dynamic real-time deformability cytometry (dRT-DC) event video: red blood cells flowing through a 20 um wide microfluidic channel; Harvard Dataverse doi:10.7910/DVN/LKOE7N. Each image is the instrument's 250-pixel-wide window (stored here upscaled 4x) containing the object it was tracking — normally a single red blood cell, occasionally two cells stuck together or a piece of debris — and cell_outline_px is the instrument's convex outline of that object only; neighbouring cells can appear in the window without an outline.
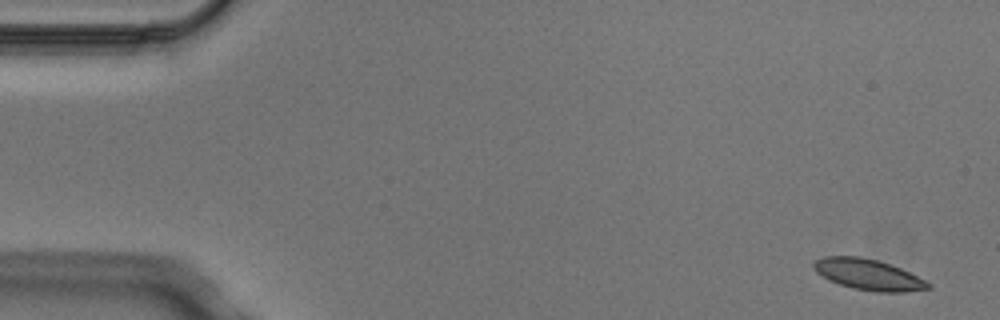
{"species": "Egyptian fruit bat (a non-hibernating species)", "species_latin": "Rousettus aegyptiacus", "temperature_condition": "cold", "stored_images_in_passage": 5, "camera_frame_rate_fps": 3000, "um_per_image_px": 0.085, "animal": {"sex": "male"}, "frame": {"image": 1, "passage_image": 1, "time_ms": 0.0, "image_size_px": [1000, 320], "cell_outline_px": [[932, 288], [904, 292], [876, 292], [852, 288], [828, 280], [816, 272], [812, 268], [812, 264], [816, 260], [824, 256], [860, 256], [876, 260], [900, 268], [932, 284]], "centroid_in_image_um": [73.77, 23.34], "position_along_channel_um": 11.2, "area_um2": 20.52}}
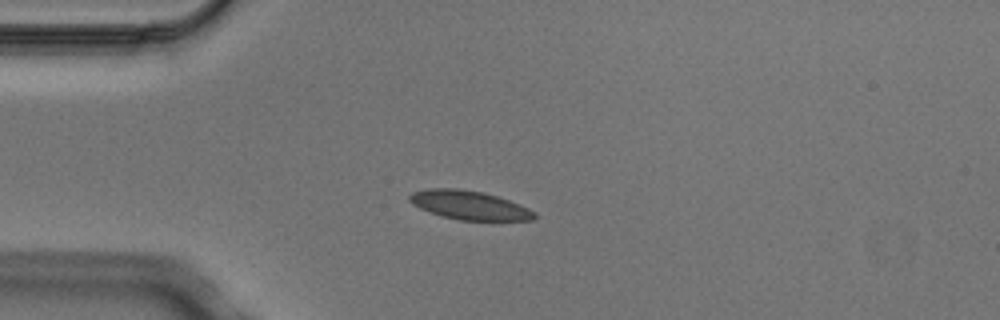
{"frame": {"image": 2, "passage_image": 4, "time_ms": 1.0, "image_size_px": [1000, 320], "cell_outline_px": [[536, 216], [532, 220], [460, 220], [440, 216], [420, 208], [412, 204], [408, 200], [408, 196], [412, 192], [428, 188], [456, 188], [484, 192], [508, 200], [528, 208], [536, 212]], "centroid_in_image_um": [39.85, 17.43], "position_along_channel_um": 45.1, "area_um2": 20.98}}
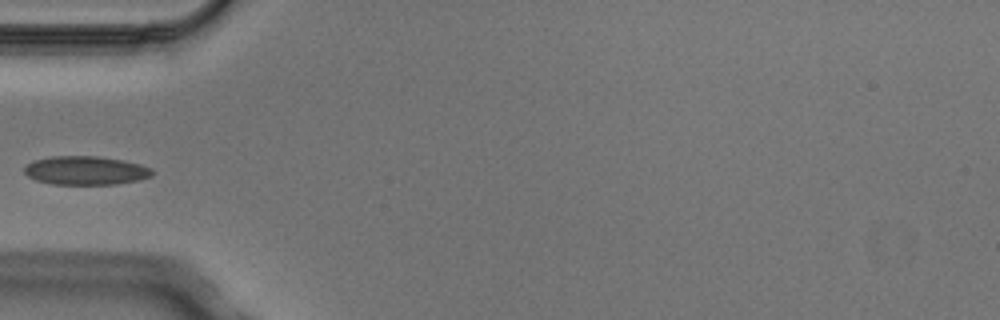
{"frame": {"image": 3, "passage_image": 5, "time_ms": 1.333, "image_size_px": [1000, 320], "cell_outline_px": [[156, 172], [152, 176], [140, 180], [116, 184], [52, 184], [36, 180], [28, 176], [24, 172], [24, 168], [28, 164], [36, 160], [52, 156], [100, 156], [140, 164], [152, 168]], "centroid_in_image_um": [7.33, 14.49], "position_along_channel_um": 77.7, "area_um2": 21.39}}